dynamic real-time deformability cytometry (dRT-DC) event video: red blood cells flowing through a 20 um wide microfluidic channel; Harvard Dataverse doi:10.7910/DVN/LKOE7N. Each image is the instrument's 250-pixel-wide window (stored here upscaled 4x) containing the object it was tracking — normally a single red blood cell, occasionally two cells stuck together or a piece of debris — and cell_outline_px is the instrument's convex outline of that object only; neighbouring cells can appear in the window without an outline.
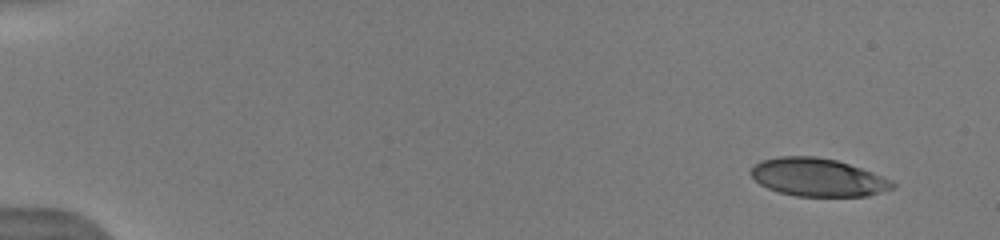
{"species": "human", "species_latin": "Homo sapiens", "temperature_condition": "warm", "stored_images_in_passage": 11, "camera_frame_rate_fps": 3000, "um_per_image_px": 0.085, "donor": {"sex": "male"}, "frame": {"image": 1, "passage_image": 1, "time_ms": 0.0, "image_size_px": [1000, 240], "cell_outline_px": [[896, 188], [868, 196], [796, 196], [780, 192], [768, 188], [760, 184], [748, 172], [752, 164], [760, 160], [776, 156], [816, 156], [836, 160], [872, 172], [892, 180], [896, 184]], "centroid_in_image_um": [69.49, 15.07], "position_along_channel_um": 15.5, "area_um2": 31.62}}
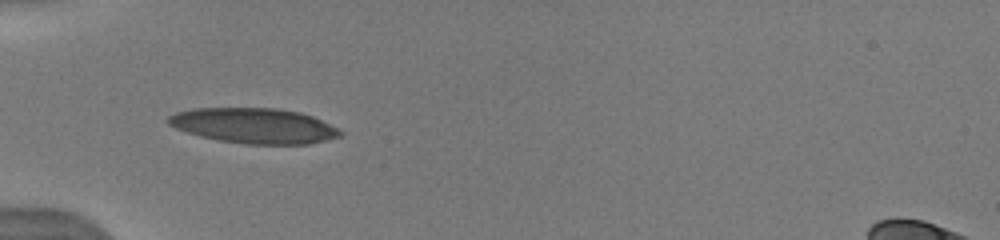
{"frame": {"image": 2, "passage_image": 5, "time_ms": 4.667, "image_size_px": [1000, 240], "cell_outline_px": [[344, 132], [340, 136], [308, 144], [244, 144], [220, 140], [200, 136], [176, 128], [168, 124], [164, 120], [168, 116], [176, 112], [192, 108], [276, 108], [300, 112], [312, 116]], "centroid_in_image_um": [21.54, 10.68], "position_along_channel_um": 63.5, "area_um2": 35.2}}